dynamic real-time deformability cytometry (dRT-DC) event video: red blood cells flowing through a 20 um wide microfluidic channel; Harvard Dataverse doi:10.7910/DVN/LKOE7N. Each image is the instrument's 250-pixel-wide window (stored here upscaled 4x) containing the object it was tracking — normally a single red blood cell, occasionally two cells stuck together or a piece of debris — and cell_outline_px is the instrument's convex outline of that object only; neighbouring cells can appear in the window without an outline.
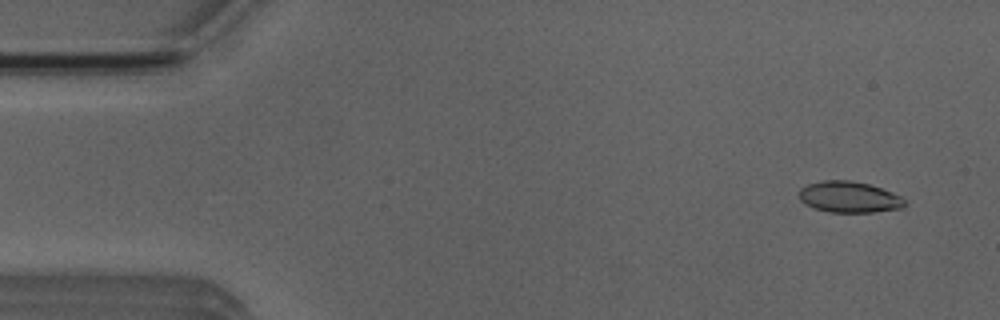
{"species": "Egyptian fruit bat (a non-hibernating species)", "species_latin": "Rousettus aegyptiacus", "temperature_condition": "room temperature", "stored_images_in_passage": 5, "camera_frame_rate_fps": 3000, "um_per_image_px": 0.085, "animal": {"sex": "male"}, "frame": {"image": 1, "passage_image": 2, "time_ms": 1.0, "image_size_px": [1000, 320], "cell_outline_px": [[904, 208], [872, 212], [828, 212], [804, 204], [800, 200], [800, 188], [808, 184], [824, 180], [848, 180], [868, 184], [892, 192], [900, 196], [904, 200]], "centroid_in_image_um": [72.16, 16.75], "position_along_channel_um": 12.8, "area_um2": 19.02}}
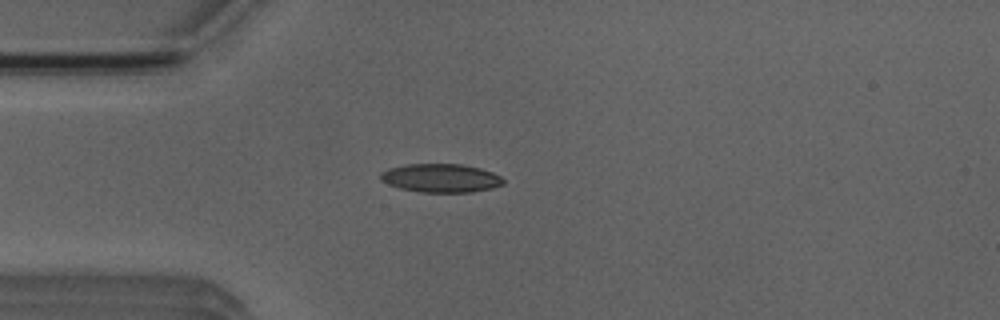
{"frame": {"image": 2, "passage_image": 5, "time_ms": 4.333, "image_size_px": [1000, 320], "cell_outline_px": [[504, 184], [492, 188], [472, 192], [420, 192], [400, 188], [388, 184], [380, 180], [380, 172], [388, 168], [408, 164], [460, 164], [480, 168], [492, 172], [500, 176], [504, 180]], "centroid_in_image_um": [37.46, 15.13], "position_along_channel_um": 47.5, "area_um2": 20.46}}